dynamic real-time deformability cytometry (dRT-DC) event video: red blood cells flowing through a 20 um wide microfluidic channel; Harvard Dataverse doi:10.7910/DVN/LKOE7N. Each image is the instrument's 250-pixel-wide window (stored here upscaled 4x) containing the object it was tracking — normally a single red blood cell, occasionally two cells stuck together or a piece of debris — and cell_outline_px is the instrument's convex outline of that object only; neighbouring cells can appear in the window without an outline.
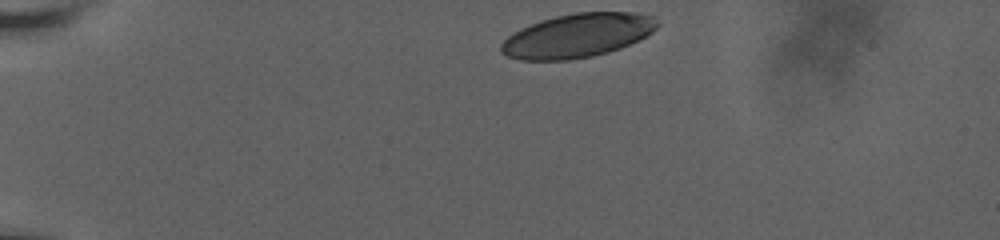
{"species": "human", "species_latin": "Homo sapiens", "temperature_condition": "room temperature", "stored_images_in_passage": 38, "camera_frame_rate_fps": 3000, "um_per_image_px": 0.085, "donor": {"sex": "male"}, "frame": {"image": 1, "passage_image": 1, "time_ms": 0.0, "image_size_px": [1000, 240], "cell_outline_px": [[660, 24], [652, 32], [620, 48], [608, 52], [592, 56], [568, 60], [520, 60], [504, 56], [500, 52], [500, 44], [508, 36], [520, 28], [540, 20], [556, 16], [576, 12], [636, 12], [656, 16]], "centroid_in_image_um": [49.07, 3.01], "position_along_channel_um": 35.9, "area_um2": 40.11}}
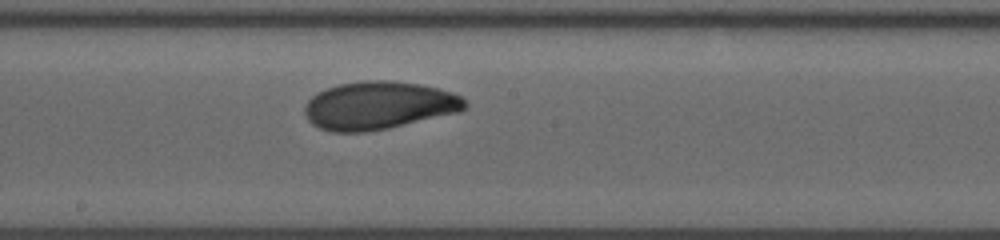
{"frame": {"image": 2, "passage_image": 22, "time_ms": 7.0, "image_size_px": [1000, 240], "cell_outline_px": [[468, 104], [460, 112], [388, 128], [364, 132], [332, 132], [320, 128], [312, 124], [308, 120], [304, 112], [304, 104], [312, 96], [328, 88], [340, 84], [364, 80], [388, 80], [420, 84], [440, 88], [452, 92], [460, 96]], "centroid_in_image_um": [32.19, 8.96], "position_along_channel_um": 216.0, "area_um2": 44.8}}
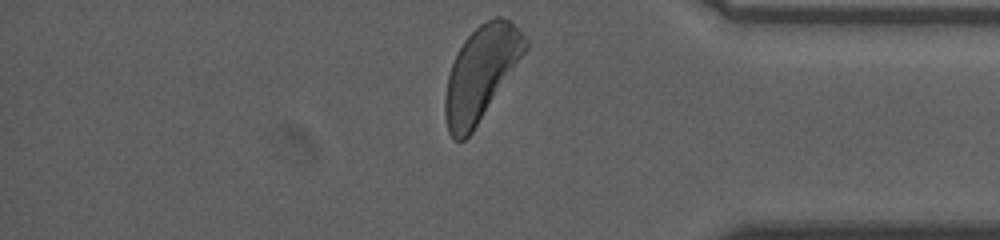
{"frame": {"image": 3, "passage_image": 38, "time_ms": 12.333, "image_size_px": [1000, 240], "cell_outline_px": [[528, 48], [472, 132], [464, 140], [452, 140], [448, 132], [444, 116], [444, 100], [448, 76], [452, 64], [464, 40], [480, 24], [496, 16], [500, 16], [512, 20], [528, 40]], "centroid_in_image_um": [40.88, 6.22], "position_along_channel_um": 394.3, "area_um2": 43.35}, "authors_computed_cell_mechanics": {"area_um2": 43.6679, "velocity_mm_per_s": 3.6224, "shape_relaxation_time_tau1_ms": 4.1514, "shape_relaxation_time_tau2_ms": null, "deformation_change_tau1": 0.1568, "deformation_change_tau2": null}}